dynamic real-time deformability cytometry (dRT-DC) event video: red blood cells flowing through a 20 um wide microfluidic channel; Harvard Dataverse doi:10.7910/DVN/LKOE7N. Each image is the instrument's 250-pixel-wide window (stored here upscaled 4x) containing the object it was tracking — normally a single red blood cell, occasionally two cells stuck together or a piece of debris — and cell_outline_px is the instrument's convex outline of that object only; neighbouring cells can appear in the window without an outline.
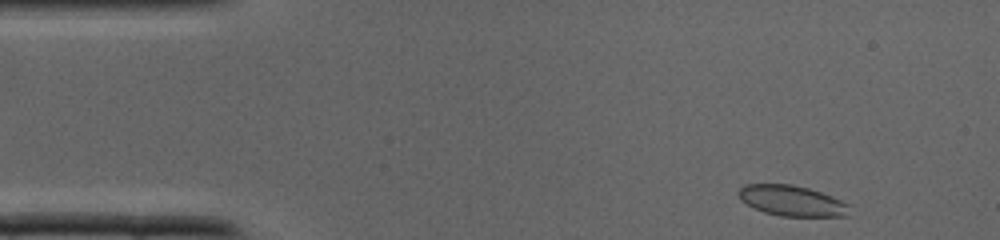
{"species": "common noctule bat (a hibernating species)", "species_latin": "Nyctalus noctula", "temperature_condition": "cold", "stored_images_in_passage": 34, "camera_frame_rate_fps": 3000, "um_per_image_px": 0.085, "animal": {"sex": "male", "body_mass_g": 19.0, "forearm_length_mm": 50.8}, "frame": {"image": 1, "passage_image": 1, "time_ms": 0.0, "image_size_px": [1000, 240], "cell_outline_px": [[848, 216], [780, 216], [764, 212], [752, 208], [740, 200], [736, 192], [744, 184], [792, 184], [808, 188], [832, 196], [848, 204]], "centroid_in_image_um": [67.24, 17.06], "position_along_channel_um": 17.8, "area_um2": 19.83}}
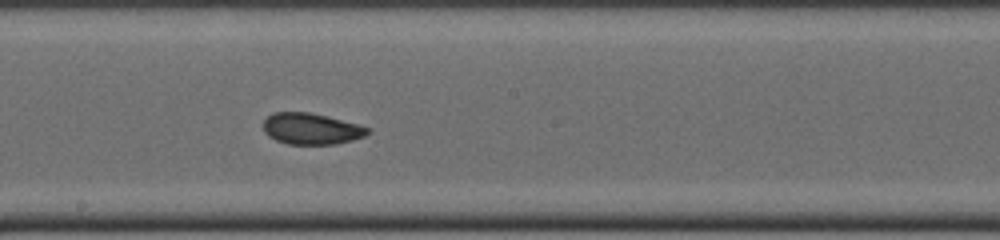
{"frame": {"image": 2, "passage_image": 17, "time_ms": 5.333, "image_size_px": [1000, 240], "cell_outline_px": [[372, 132], [364, 136], [352, 140], [336, 144], [288, 144], [276, 140], [268, 136], [264, 132], [264, 120], [272, 112], [308, 112], [356, 124], [368, 128]], "centroid_in_image_um": [26.42, 10.95], "position_along_channel_um": 221.8, "area_um2": 18.79}}
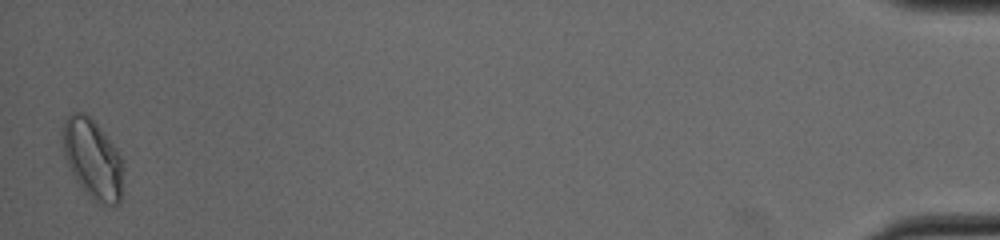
{"frame": {"image": 3, "passage_image": 34, "time_ms": 11.0, "image_size_px": [1000, 240], "cell_outline_px": [[124, 168], [120, 200], [116, 204], [100, 204], [92, 200], [88, 196], [76, 180], [64, 156], [64, 124], [68, 116], [72, 112], [84, 112], [96, 124], [112, 144], [124, 160]], "centroid_in_image_um": [7.91, 13.55], "position_along_channel_um": 427.3, "area_um2": 27.63}}